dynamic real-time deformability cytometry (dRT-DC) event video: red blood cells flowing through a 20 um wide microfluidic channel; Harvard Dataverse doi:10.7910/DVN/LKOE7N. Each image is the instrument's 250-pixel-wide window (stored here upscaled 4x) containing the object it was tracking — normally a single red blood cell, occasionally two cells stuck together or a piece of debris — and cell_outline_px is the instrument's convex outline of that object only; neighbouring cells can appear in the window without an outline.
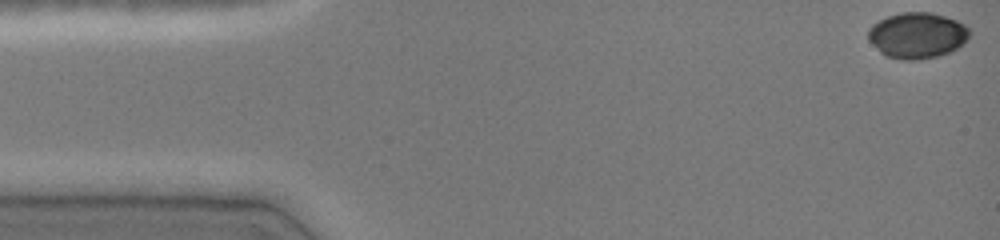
{"species": "common noctule bat (a hibernating species)", "species_latin": "Nyctalus noctula", "temperature_condition": "cold", "stored_images_in_passage": 42, "camera_frame_rate_fps": 3000, "um_per_image_px": 0.085, "animal": {"sex": "female", "body_mass_g": 19.0, "forearm_length_mm": 51.5}, "frame": {"image": 1, "passage_image": 1, "time_ms": 0.0, "image_size_px": [1000, 240], "cell_outline_px": [[972, 32], [964, 44], [952, 52], [940, 56], [916, 60], [904, 60], [884, 56], [868, 40], [868, 28], [872, 24], [888, 16], [900, 12], [932, 12], [956, 20], [964, 24]], "centroid_in_image_um": [77.98, 3.02], "position_along_channel_um": 7.0, "area_um2": 27.51}}
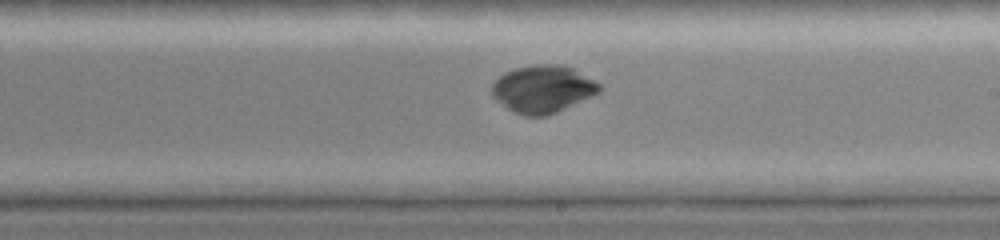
{"frame": {"image": 2, "passage_image": 27, "time_ms": 8.667, "image_size_px": [1000, 240], "cell_outline_px": [[604, 88], [600, 92], [592, 96], [556, 112], [544, 116], [524, 116], [508, 108], [492, 96], [492, 84], [504, 72], [516, 68], [536, 64], [560, 64], [572, 68], [596, 80]], "centroid_in_image_um": [46.17, 7.55], "position_along_channel_um": 242.8, "area_um2": 29.59}}
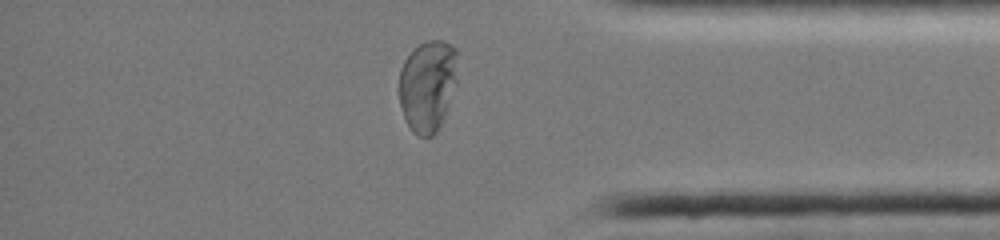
{"frame": {"image": 3, "passage_image": 39, "time_ms": 12.667, "image_size_px": [1000, 240], "cell_outline_px": [[456, 80], [444, 116], [436, 132], [432, 136], [416, 136], [408, 128], [400, 104], [400, 68], [404, 60], [420, 44], [428, 40], [444, 40], [456, 48]], "centroid_in_image_um": [36.33, 7.28], "position_along_channel_um": 398.9, "area_um2": 30.87}, "authors_computed_cell_mechanics": {"area_um2": 29.5936, "velocity_mm_per_s": 4.0637, "shape_relaxation_time_tau1_ms": 7.2062, "shape_relaxation_time_tau2_ms": null, "deformation_change_tau1": 0.2996, "deformation_change_tau2": null}}